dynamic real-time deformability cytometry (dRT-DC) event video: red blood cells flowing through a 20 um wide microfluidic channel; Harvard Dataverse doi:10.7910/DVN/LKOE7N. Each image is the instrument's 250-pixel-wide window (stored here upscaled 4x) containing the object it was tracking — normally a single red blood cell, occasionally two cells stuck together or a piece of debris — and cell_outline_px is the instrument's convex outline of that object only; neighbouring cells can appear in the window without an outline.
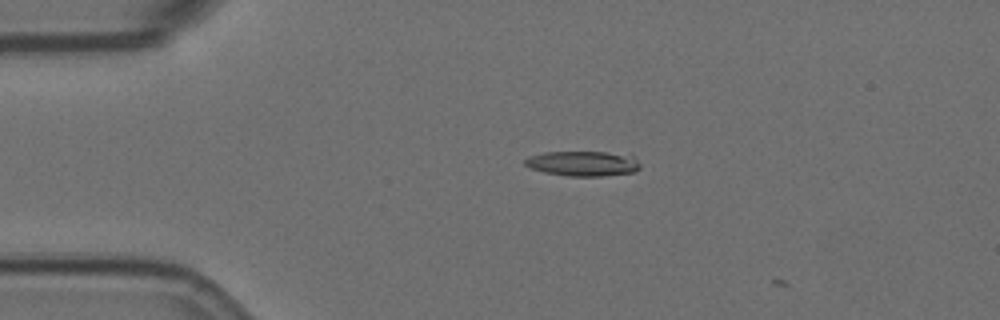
{"species": "Egyptian fruit bat (a non-hibernating species)", "species_latin": "Rousettus aegyptiacus", "temperature_condition": "room temperature", "stored_images_in_passage": 4, "camera_frame_rate_fps": 3000, "um_per_image_px": 0.085, "animal": {"sex": "female"}, "frame": {"image": 1, "passage_image": 2, "time_ms": 0.333, "image_size_px": [1000, 320], "cell_outline_px": [[640, 168], [636, 172], [604, 176], [568, 176], [544, 172], [528, 168], [524, 164], [524, 160], [528, 156], [544, 152], [608, 152], [636, 156], [640, 164]], "centroid_in_image_um": [49.57, 13.9], "position_along_channel_um": 35.4, "area_um2": 17.11}}